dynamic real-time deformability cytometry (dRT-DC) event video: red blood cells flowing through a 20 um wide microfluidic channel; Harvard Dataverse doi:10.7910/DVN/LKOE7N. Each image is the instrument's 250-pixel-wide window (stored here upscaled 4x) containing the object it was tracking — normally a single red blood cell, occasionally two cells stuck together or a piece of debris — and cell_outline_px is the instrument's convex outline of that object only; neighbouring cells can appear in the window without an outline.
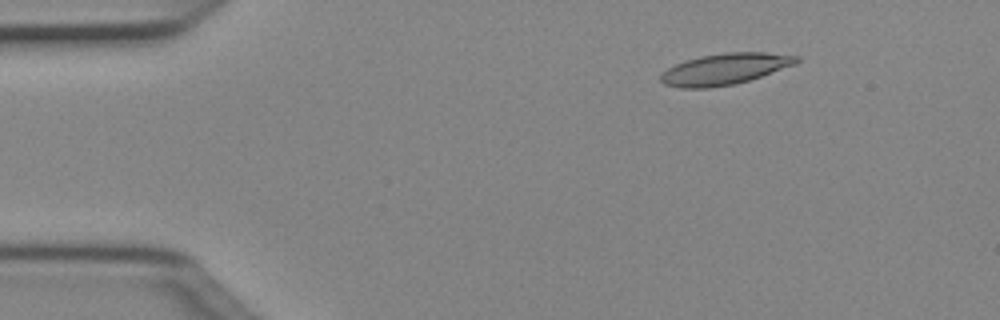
{"species": "Egyptian fruit bat (a non-hibernating species)", "species_latin": "Rousettus aegyptiacus", "temperature_condition": "cold", "stored_images_in_passage": 50, "camera_frame_rate_fps": 3000, "um_per_image_px": 0.085, "animal": {"sex": "female"}, "frame": {"image": 1, "passage_image": 7, "time_ms": 2.0, "image_size_px": [1000, 320], "cell_outline_px": [[800, 60], [796, 64], [736, 84], [708, 88], [680, 88], [664, 84], [660, 80], [660, 76], [668, 68], [684, 60], [700, 56], [724, 52], [764, 52], [800, 56]], "centroid_in_image_um": [61.61, 5.86], "position_along_channel_um": 23.4, "area_um2": 24.68}}
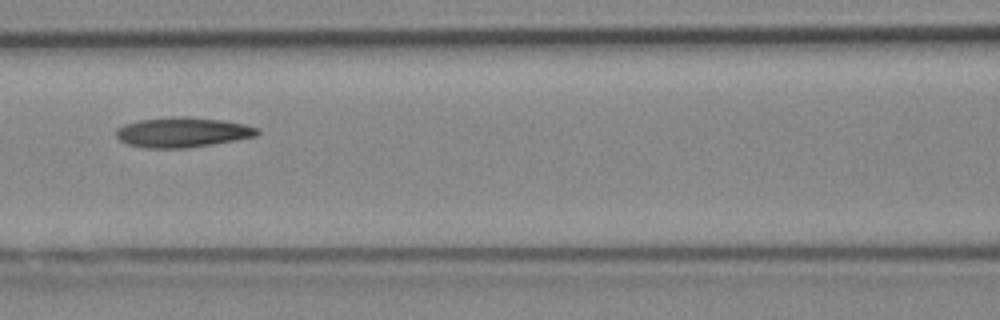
{"frame": {"image": 2, "passage_image": 22, "time_ms": 7.0, "image_size_px": [1000, 320], "cell_outline_px": [[260, 132], [256, 136], [236, 140], [188, 148], [144, 148], [128, 144], [120, 140], [116, 136], [116, 128], [124, 124], [140, 120], [172, 116], [184, 116], [220, 120], [244, 124], [256, 128]], "centroid_in_image_um": [15.48, 11.25], "position_along_channel_um": 151.1, "area_um2": 24.62}}
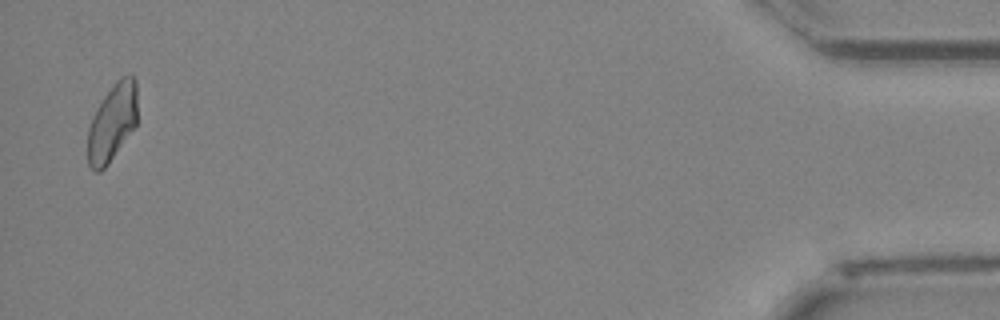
{"frame": {"image": 3, "passage_image": 49, "time_ms": 16.0, "image_size_px": [1000, 320], "cell_outline_px": [[136, 124], [108, 164], [100, 172], [96, 172], [88, 164], [88, 128], [92, 116], [104, 96], [116, 80], [120, 76], [132, 76], [136, 80]], "centroid_in_image_um": [9.52, 10.41], "position_along_channel_um": 425.7, "area_um2": 22.08}, "authors_computed_cell_mechanics": {"area_um2": 23.8136, "velocity_mm_per_s": 4.0364, "shape_relaxation_time_tau1_ms": 8.872, "shape_relaxation_time_tau2_ms": 4.5095, "deformation_change_tau1": 0.1998, "deformation_change_tau2": 0.1186}}